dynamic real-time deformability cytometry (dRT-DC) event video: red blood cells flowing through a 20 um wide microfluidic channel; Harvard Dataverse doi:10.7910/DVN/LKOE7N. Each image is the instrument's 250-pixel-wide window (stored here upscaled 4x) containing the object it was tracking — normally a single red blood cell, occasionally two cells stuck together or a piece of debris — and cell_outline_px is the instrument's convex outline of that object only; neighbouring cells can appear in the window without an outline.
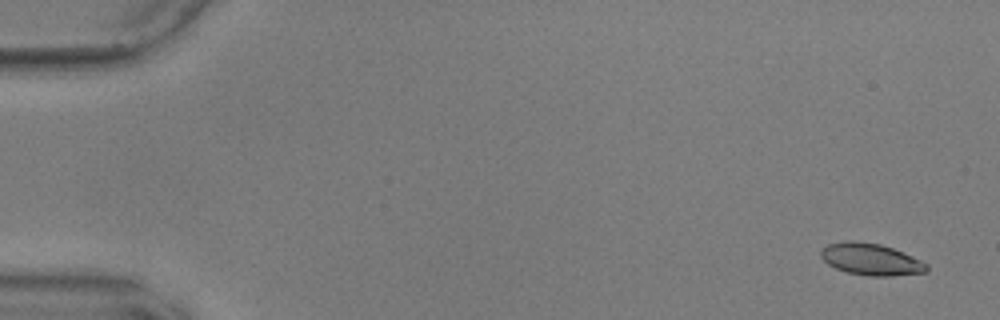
{"species": "common noctule bat (a hibernating species)", "species_latin": "Nyctalus noctula", "temperature_condition": "warm", "stored_images_in_passage": 18, "camera_frame_rate_fps": 3000, "um_per_image_px": 0.085, "animal": {"sex": "male", "body_mass_g": 17.9, "forearm_length_mm": 54.2}, "frame": {"image": 1, "passage_image": 3, "time_ms": 0.667, "image_size_px": [1000, 320], "cell_outline_px": [[928, 268], [924, 272], [892, 276], [864, 276], [848, 272], [836, 268], [828, 264], [820, 256], [820, 252], [828, 244], [848, 240], [852, 240], [880, 244], [892, 248], [912, 256], [928, 264]], "centroid_in_image_um": [74.02, 22.04], "position_along_channel_um": 11.0, "area_um2": 19.48}}